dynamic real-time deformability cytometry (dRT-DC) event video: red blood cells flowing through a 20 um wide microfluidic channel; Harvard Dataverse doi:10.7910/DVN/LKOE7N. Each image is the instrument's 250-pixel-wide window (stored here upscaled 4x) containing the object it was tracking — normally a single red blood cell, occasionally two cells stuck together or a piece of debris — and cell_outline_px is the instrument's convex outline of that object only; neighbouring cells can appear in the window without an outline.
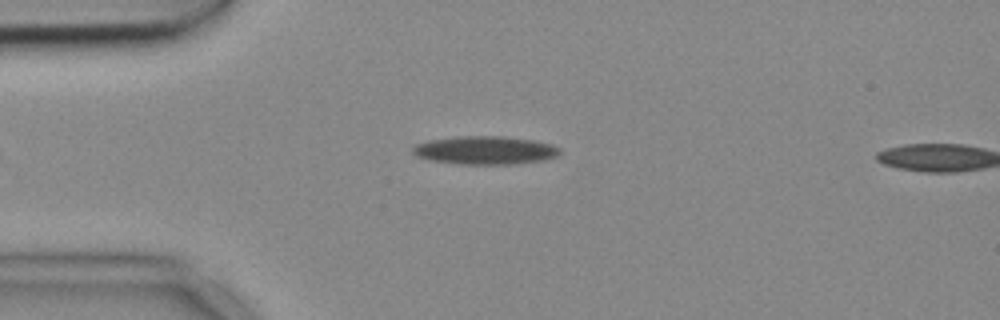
{"species": "common noctule bat (a hibernating species)", "species_latin": "Nyctalus noctula", "temperature_condition": "cold", "stored_images_in_passage": 11, "camera_frame_rate_fps": 3000, "um_per_image_px": 0.085, "animal": {"sex": "female", "body_mass_g": 18.4}, "frame": {"image": 1, "passage_image": 10, "time_ms": 3.0, "image_size_px": [1000, 320], "cell_outline_px": [[560, 152], [556, 156], [544, 160], [512, 164], [464, 164], [432, 160], [416, 156], [412, 152], [412, 148], [416, 144], [428, 140], [460, 136], [504, 136], [532, 140], [552, 144], [560, 148]], "centroid_in_image_um": [41.24, 12.76], "position_along_channel_um": 43.8, "area_um2": 24.1}}